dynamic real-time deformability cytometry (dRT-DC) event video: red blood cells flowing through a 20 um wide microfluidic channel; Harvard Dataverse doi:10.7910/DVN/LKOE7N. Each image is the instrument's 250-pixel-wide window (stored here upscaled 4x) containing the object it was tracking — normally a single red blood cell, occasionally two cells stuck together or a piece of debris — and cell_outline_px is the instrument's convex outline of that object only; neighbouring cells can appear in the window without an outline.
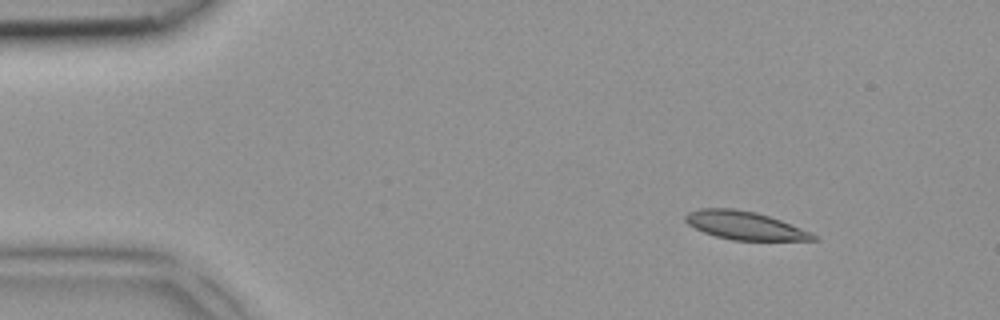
{"species": "common noctule bat (a hibernating species)", "species_latin": "Nyctalus noctula", "temperature_condition": "room temperature", "stored_images_in_passage": 3, "camera_frame_rate_fps": 3000, "um_per_image_px": 0.085, "animal": {"sex": "female", "body_mass_g": 18.4}, "frame": {"image": 1, "passage_image": 1, "time_ms": 0.0, "image_size_px": [1000, 320], "cell_outline_px": [[820, 240], [732, 240], [716, 236], [704, 232], [688, 224], [684, 220], [684, 216], [688, 212], [700, 208], [732, 208], [756, 212], [780, 220], [812, 232]], "centroid_in_image_um": [63.3, 19.16], "position_along_channel_um": 21.7, "area_um2": 20.92}}
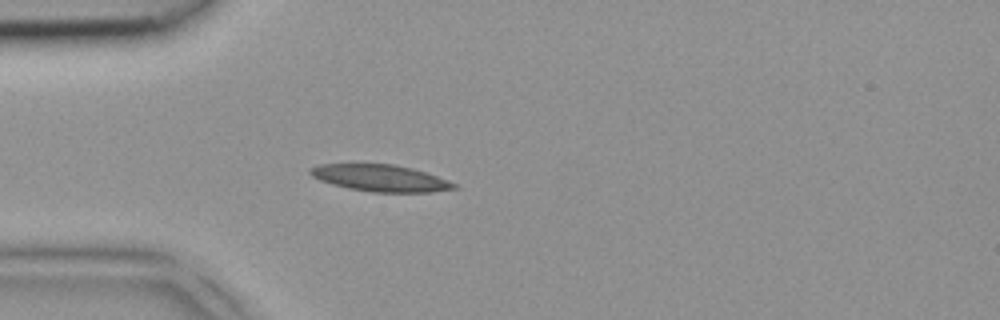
{"frame": {"image": 2, "passage_image": 3, "time_ms": 0.667, "image_size_px": [1000, 320], "cell_outline_px": [[460, 188], [428, 192], [372, 192], [348, 188], [332, 184], [320, 180], [312, 176], [308, 172], [308, 168], [320, 164], [396, 164], [412, 168], [436, 176], [456, 184]], "centroid_in_image_um": [32.3, 15.13], "position_along_channel_um": 52.7, "area_um2": 22.31}}